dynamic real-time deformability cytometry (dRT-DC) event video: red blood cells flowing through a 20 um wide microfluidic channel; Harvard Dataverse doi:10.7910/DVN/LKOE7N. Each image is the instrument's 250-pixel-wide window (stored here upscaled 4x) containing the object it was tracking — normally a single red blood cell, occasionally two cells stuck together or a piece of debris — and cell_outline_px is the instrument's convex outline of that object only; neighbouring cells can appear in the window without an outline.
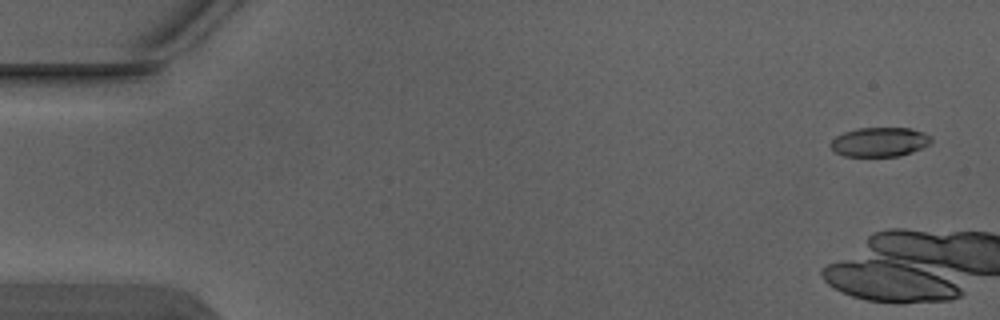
{"species": "Egyptian fruit bat (a non-hibernating species)", "species_latin": "Rousettus aegyptiacus", "temperature_condition": "warm", "stored_images_in_passage": 8, "camera_frame_rate_fps": 3000, "um_per_image_px": 0.085, "animal": {"sex": "male"}, "frame": {"image": 1, "passage_image": 1, "time_ms": 0.0, "image_size_px": [1000, 320], "cell_outline_px": [[932, 140], [928, 144], [912, 152], [900, 156], [844, 156], [836, 152], [828, 144], [836, 136], [844, 132], [856, 128], [912, 128], [924, 132], [932, 136]], "centroid_in_image_um": [74.77, 12.06], "position_along_channel_um": 10.2, "area_um2": 17.22}}
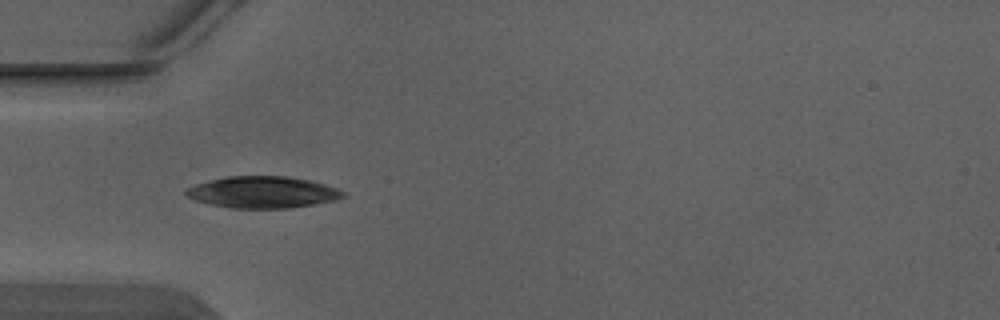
{"frame": {"image": 2, "passage_image": 6, "time_ms": 1.667, "image_size_px": [1000, 320], "cell_outline_px": [[344, 196], [336, 200], [288, 208], [228, 208], [208, 204], [184, 196], [184, 192], [188, 188], [196, 184], [228, 176], [288, 176], [312, 180], [336, 188], [344, 192]], "centroid_in_image_um": [22.31, 16.34], "position_along_channel_um": 62.7, "area_um2": 28.9}}
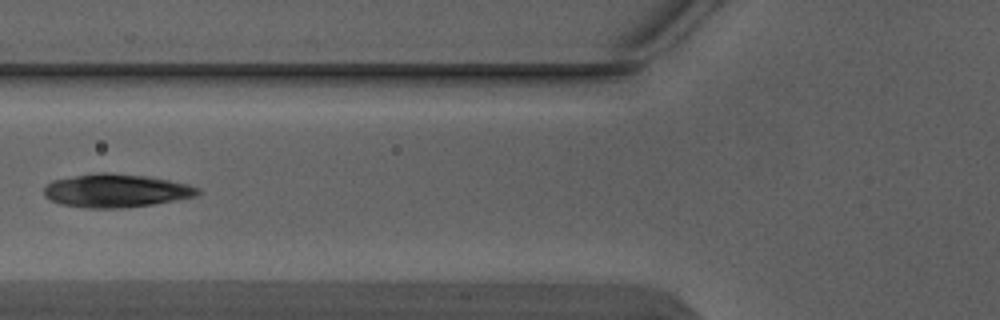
{"frame": {"image": 3, "passage_image": 7, "time_ms": 2.0, "image_size_px": [1000, 320], "cell_outline_px": [[200, 192], [196, 196], [152, 204], [124, 208], [88, 208], [60, 204], [44, 196], [44, 188], [52, 180], [96, 172], [108, 172], [148, 176], [188, 184], [200, 188]], "centroid_in_image_um": [9.86, 16.2], "position_along_channel_um": 115.9, "area_um2": 29.82}}